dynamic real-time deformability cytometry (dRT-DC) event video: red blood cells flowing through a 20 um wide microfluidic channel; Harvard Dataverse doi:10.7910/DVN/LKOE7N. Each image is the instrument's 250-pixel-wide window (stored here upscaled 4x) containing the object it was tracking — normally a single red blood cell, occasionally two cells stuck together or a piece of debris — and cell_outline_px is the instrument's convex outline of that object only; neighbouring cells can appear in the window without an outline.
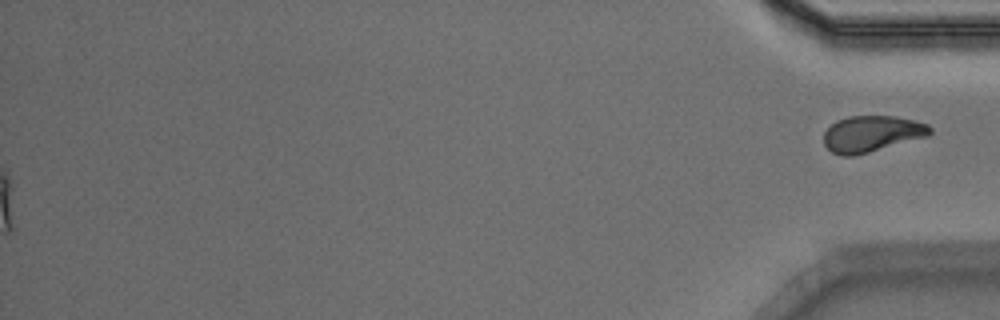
{"species": "Egyptian fruit bat (a non-hibernating species)", "species_latin": "Rousettus aegyptiacus", "temperature_condition": "warm", "stored_images_in_passage": 50, "segment_of_instrument_passage": [2, 2], "camera_frame_rate_fps": 3000, "um_per_image_px": 0.085, "animal": {"sex": "male"}, "frame": {"image": 1, "passage_image": 50, "time_ms": 16.333, "image_size_px": [1000, 320], "cell_outline_px": [[932, 132], [928, 136], [868, 152], [852, 156], [840, 156], [832, 152], [824, 144], [824, 132], [836, 120], [848, 116], [896, 116], [928, 124], [932, 128]], "centroid_in_image_um": [74.09, 11.36], "position_along_channel_um": 361.1, "area_um2": 22.31}}